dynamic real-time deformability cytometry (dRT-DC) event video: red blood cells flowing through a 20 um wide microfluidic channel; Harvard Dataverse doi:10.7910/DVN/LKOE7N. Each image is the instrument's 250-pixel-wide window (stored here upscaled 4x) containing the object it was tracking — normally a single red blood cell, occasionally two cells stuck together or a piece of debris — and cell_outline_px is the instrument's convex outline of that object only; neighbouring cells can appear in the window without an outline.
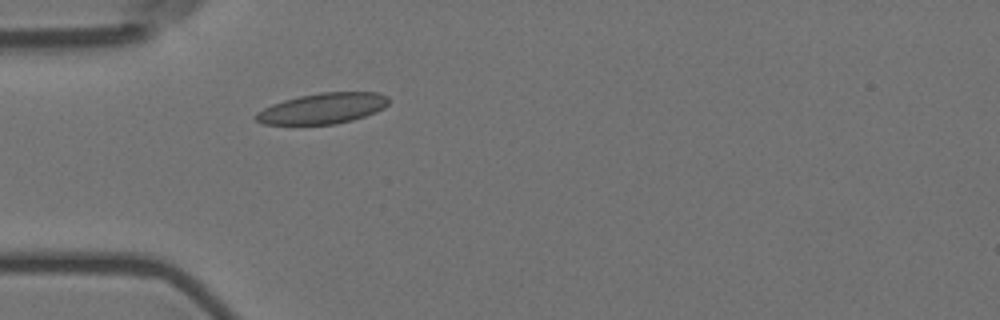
{"species": "Egyptian fruit bat (a non-hibernating species)", "species_latin": "Rousettus aegyptiacus", "temperature_condition": "room temperature", "stored_images_in_passage": 1, "camera_frame_rate_fps": 3000, "um_per_image_px": 0.085, "animal": {"sex": "female"}, "frame": {"image": 1, "passage_image": 1, "time_ms": 0.0, "image_size_px": [1000, 320], "cell_outline_px": [[388, 104], [384, 108], [376, 112], [352, 120], [336, 124], [264, 124], [256, 120], [252, 116], [256, 112], [272, 104], [284, 100], [300, 96], [320, 92], [380, 92], [388, 96]], "centroid_in_image_um": [27.43, 9.21], "position_along_channel_um": 57.6, "area_um2": 23.76}}